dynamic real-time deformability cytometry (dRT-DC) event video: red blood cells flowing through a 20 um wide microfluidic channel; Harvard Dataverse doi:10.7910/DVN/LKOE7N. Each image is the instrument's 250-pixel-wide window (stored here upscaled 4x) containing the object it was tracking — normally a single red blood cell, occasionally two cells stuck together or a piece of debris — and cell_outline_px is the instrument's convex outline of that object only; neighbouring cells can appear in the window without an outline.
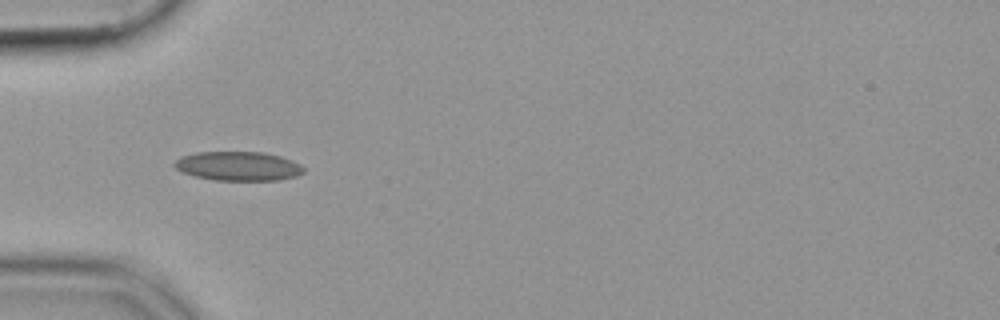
{"species": "common noctule bat (a hibernating species)", "species_latin": "Nyctalus noctula", "temperature_condition": "cold", "stored_images_in_passage": 37, "camera_frame_rate_fps": 3000, "um_per_image_px": 0.085, "animal": {"sex": "female", "body_mass_g": 19.9}, "frame": {"image": 1, "passage_image": 1, "time_ms": 0.0, "image_size_px": [1000, 320], "cell_outline_px": [[304, 172], [296, 176], [280, 180], [216, 180], [196, 176], [184, 172], [176, 168], [172, 164], [180, 156], [196, 152], [264, 152], [280, 156], [292, 160], [300, 164], [304, 168]], "centroid_in_image_um": [20.27, 14.11], "position_along_channel_um": 64.7, "area_um2": 21.91}}
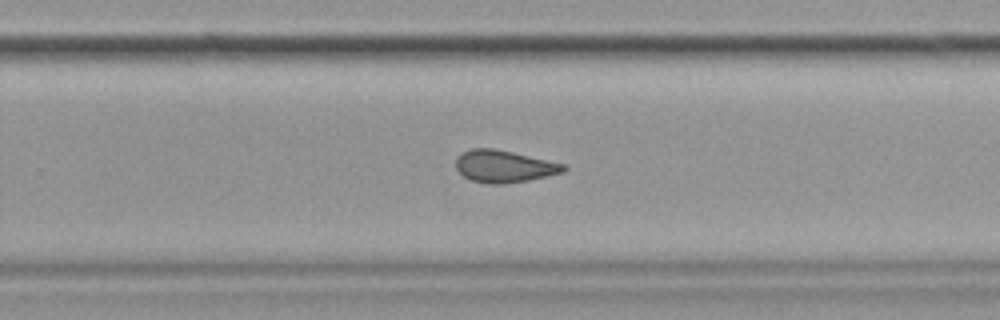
{"frame": {"image": 2, "passage_image": 19, "time_ms": 6.0, "image_size_px": [1000, 320], "cell_outline_px": [[568, 168], [564, 172], [528, 180], [504, 184], [488, 184], [472, 180], [464, 176], [456, 168], [456, 156], [472, 148], [496, 148], [568, 164]], "centroid_in_image_um": [42.89, 14.13], "position_along_channel_um": 286.9, "area_um2": 20.4}}
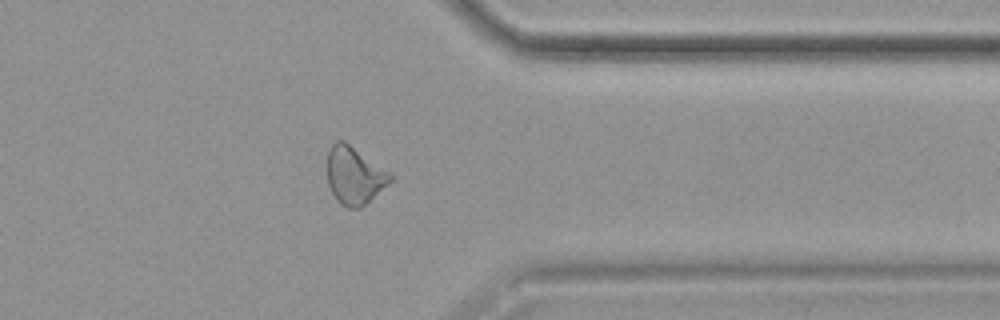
{"frame": {"image": 3, "passage_image": 27, "time_ms": 8.667, "image_size_px": [1000, 320], "cell_outline_px": [[392, 180], [360, 208], [348, 208], [340, 204], [336, 200], [328, 184], [328, 148], [336, 140], [344, 140], [388, 172], [392, 176]], "centroid_in_image_um": [30.08, 14.91], "position_along_channel_um": 381.3, "area_um2": 20.69}}